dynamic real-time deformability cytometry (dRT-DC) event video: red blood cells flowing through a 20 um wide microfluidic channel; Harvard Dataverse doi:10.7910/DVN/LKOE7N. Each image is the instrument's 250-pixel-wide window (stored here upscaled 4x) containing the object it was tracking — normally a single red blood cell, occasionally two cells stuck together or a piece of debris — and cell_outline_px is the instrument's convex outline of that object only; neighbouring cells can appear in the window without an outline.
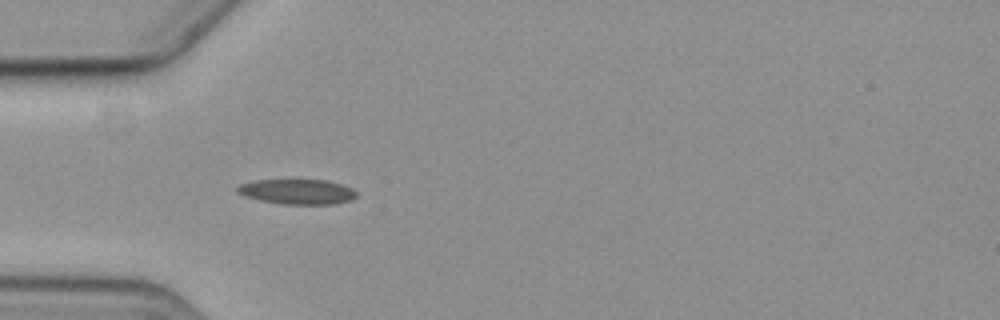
{"species": "common noctule bat (a hibernating species)", "species_latin": "Nyctalus noctula", "temperature_condition": "cold", "stored_images_in_passage": 2, "camera_frame_rate_fps": 3000, "um_per_image_px": 0.085, "animal": {"sex": "female", "body_mass_g": 19.3, "forearm_length_mm": 54.1}, "frame": {"image": 1, "passage_image": 1, "time_ms": 0.0, "image_size_px": [1000, 320], "cell_outline_px": [[356, 196], [352, 200], [336, 204], [280, 204], [260, 200], [244, 196], [236, 192], [236, 188], [240, 184], [256, 180], [328, 180], [352, 188], [356, 192]], "centroid_in_image_um": [25.27, 16.3], "position_along_channel_um": 59.7, "area_um2": 17.46}}
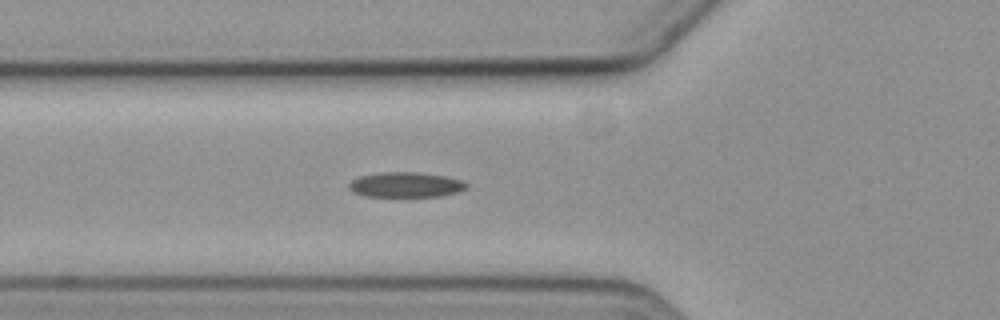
{"frame": {"image": 2, "passage_image": 2, "time_ms": 1.0, "image_size_px": [1000, 320], "cell_outline_px": [[468, 188], [460, 192], [440, 196], [364, 196], [352, 192], [348, 188], [348, 184], [352, 180], [360, 176], [384, 172], [420, 172], [444, 176], [464, 180], [468, 184]], "centroid_in_image_um": [34.52, 15.7], "position_along_channel_um": 91.3, "area_um2": 17.34}}